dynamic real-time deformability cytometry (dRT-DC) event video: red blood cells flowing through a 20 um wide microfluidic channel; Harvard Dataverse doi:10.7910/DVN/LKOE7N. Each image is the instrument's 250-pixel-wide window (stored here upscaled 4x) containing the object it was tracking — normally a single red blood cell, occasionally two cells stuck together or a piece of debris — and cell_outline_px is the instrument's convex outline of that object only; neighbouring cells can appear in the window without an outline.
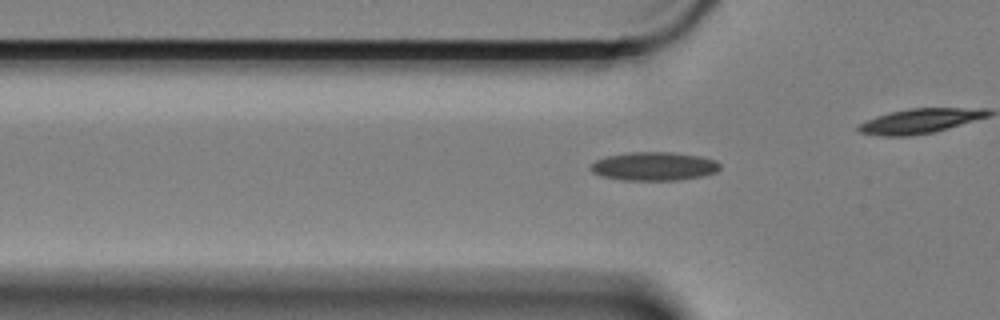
{"species": "Egyptian fruit bat (a non-hibernating species)", "species_latin": "Rousettus aegyptiacus", "temperature_condition": "cold", "stored_images_in_passage": 31, "camera_frame_rate_fps": 3000, "um_per_image_px": 0.085, "animal": {"sex": "female"}, "frame": {"image": 1, "passage_image": 2, "time_ms": 0.333, "image_size_px": [1000, 320], "cell_outline_px": [[720, 168], [716, 172], [704, 176], [680, 180], [624, 180], [600, 176], [592, 172], [588, 168], [596, 160], [608, 156], [632, 152], [672, 152], [700, 156], [716, 160], [720, 164]], "centroid_in_image_um": [55.61, 14.14], "position_along_channel_um": 70.2, "area_um2": 21.62}}
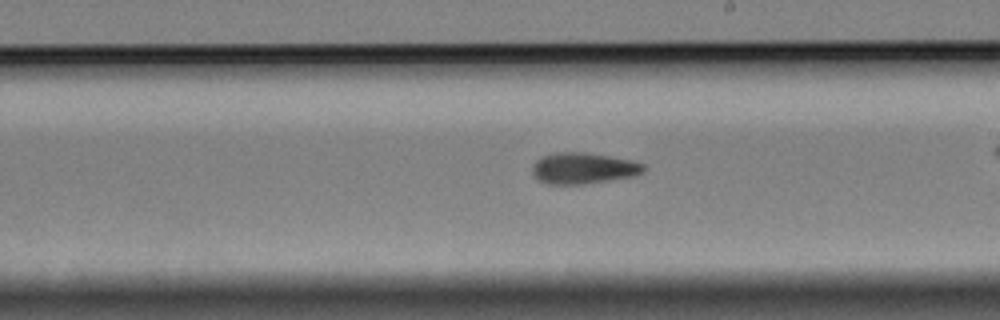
{"frame": {"image": 2, "passage_image": 17, "time_ms": 5.333, "image_size_px": [1000, 320], "cell_outline_px": [[644, 168], [640, 172], [632, 176], [580, 184], [548, 184], [540, 180], [532, 172], [532, 168], [536, 160], [540, 156], [556, 152], [584, 152], [608, 156], [628, 160], [644, 164]], "centroid_in_image_um": [49.51, 14.28], "position_along_channel_um": 239.5, "area_um2": 19.71}}
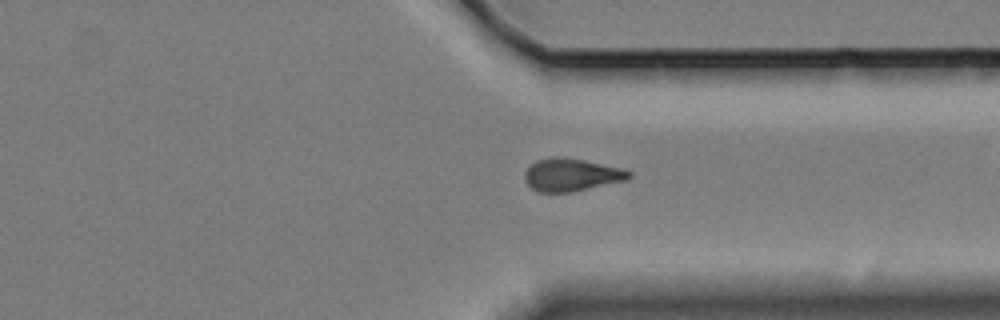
{"frame": {"image": 3, "passage_image": 28, "time_ms": 9.0, "image_size_px": [1000, 320], "cell_outline_px": [[632, 176], [624, 180], [568, 192], [540, 192], [532, 188], [528, 184], [524, 176], [524, 172], [536, 160], [552, 156], [564, 156], [624, 168], [632, 172]], "centroid_in_image_um": [48.56, 14.83], "position_along_channel_um": 362.8, "area_um2": 19.71}}